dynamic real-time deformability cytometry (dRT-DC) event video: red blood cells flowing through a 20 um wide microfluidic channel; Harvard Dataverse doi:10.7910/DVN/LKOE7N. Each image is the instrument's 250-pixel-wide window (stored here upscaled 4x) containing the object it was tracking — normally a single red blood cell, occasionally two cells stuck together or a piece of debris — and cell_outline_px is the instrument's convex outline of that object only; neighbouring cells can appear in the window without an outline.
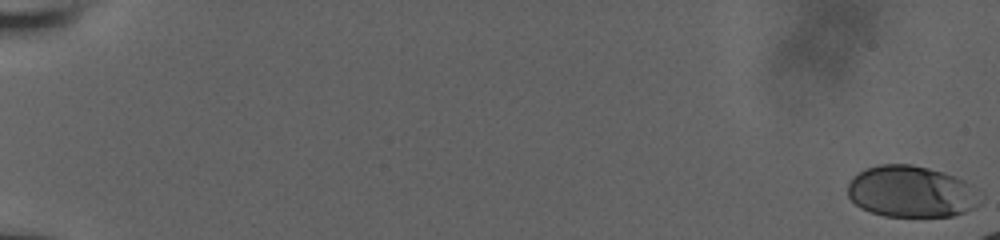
{"species": "human", "species_latin": "Homo sapiens", "temperature_condition": "room temperature", "stored_images_in_passage": 21, "camera_frame_rate_fps": 3000, "um_per_image_px": 0.085, "donor": {"sex": "male"}, "frame": {"image": 1, "passage_image": 1, "time_ms": 0.0, "image_size_px": [1000, 240], "cell_outline_px": [[980, 204], [964, 212], [952, 216], [884, 216], [860, 208], [848, 196], [848, 184], [864, 168], [880, 164], [912, 164], [944, 172], [956, 176], [964, 180], [968, 184]], "centroid_in_image_um": [77.4, 16.28], "position_along_channel_um": 7.6, "area_um2": 39.25}}
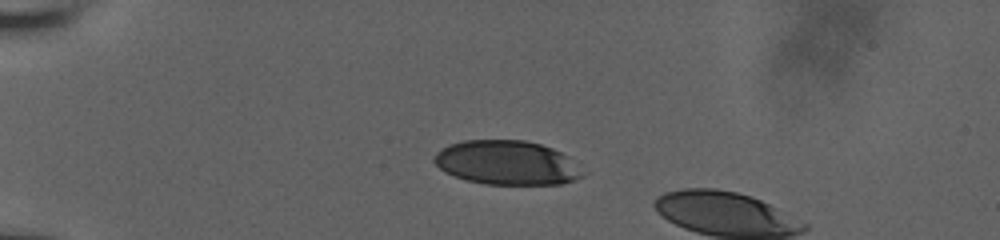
{"frame": {"image": 2, "passage_image": 17, "time_ms": 5.333, "image_size_px": [1000, 240], "cell_outline_px": [[588, 172], [584, 176], [576, 180], [560, 184], [484, 184], [468, 180], [444, 172], [432, 160], [436, 152], [448, 144], [464, 140], [524, 140], [540, 144], [552, 148], [560, 152]], "centroid_in_image_um": [43.11, 13.83], "position_along_channel_um": 41.9, "area_um2": 38.38}}